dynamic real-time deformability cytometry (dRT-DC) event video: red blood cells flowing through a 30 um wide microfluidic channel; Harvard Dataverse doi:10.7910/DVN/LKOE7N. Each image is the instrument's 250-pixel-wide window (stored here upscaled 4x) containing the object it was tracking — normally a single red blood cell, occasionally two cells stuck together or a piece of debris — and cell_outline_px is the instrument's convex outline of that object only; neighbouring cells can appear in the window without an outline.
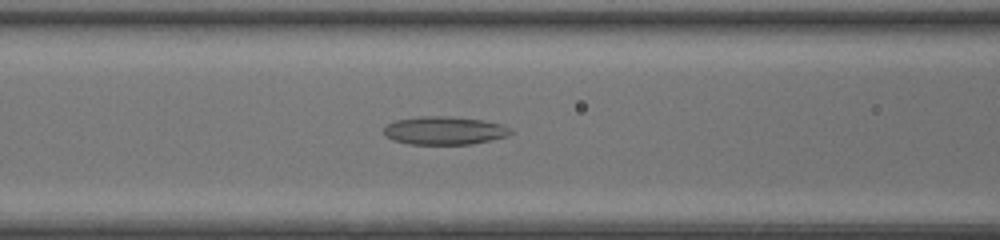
{"species": "common noctule bat (a hibernating species)", "species_latin": "Nyctalus noctula", "temperature_condition": "room temperature", "stored_images_in_passage": 43, "camera_frame_rate_fps": 3000, "um_per_image_px": 0.085, "animal": {"sex": "female", "body_mass_g": 20.0, "forearm_length_mm": 54.0}, "frame": {"image": 1, "passage_image": 16, "time_ms": 5.0, "image_size_px": [1000, 240], "cell_outline_px": [[512, 132], [508, 136], [492, 140], [472, 144], [408, 144], [392, 140], [384, 132], [384, 128], [388, 124], [396, 120], [416, 116], [452, 116], [484, 120], [504, 124], [512, 128]], "centroid_in_image_um": [37.83, 11.09], "position_along_channel_um": 128.8, "area_um2": 21.1}}
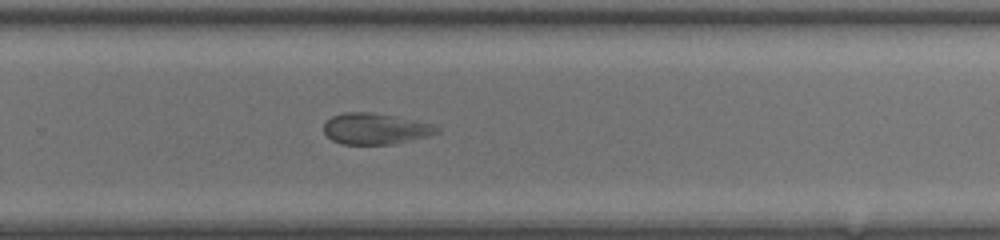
{"frame": {"image": 2, "passage_image": 28, "time_ms": 9.0, "image_size_px": [1000, 240], "cell_outline_px": [[440, 132], [428, 136], [392, 144], [340, 144], [332, 140], [324, 132], [324, 124], [332, 116], [344, 112], [372, 112], [432, 124], [440, 128]], "centroid_in_image_um": [31.89, 10.95], "position_along_channel_um": 297.9, "area_um2": 20.29}}
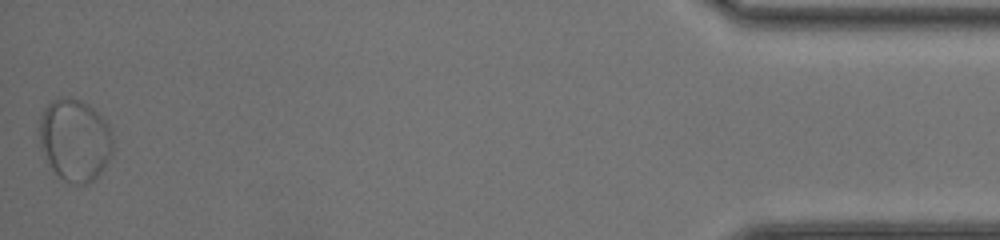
{"frame": {"image": 3, "passage_image": 43, "time_ms": 14.0, "image_size_px": [1000, 240], "cell_outline_px": [[112, 152], [104, 168], [88, 184], [76, 184], [64, 180], [48, 164], [40, 148], [40, 116], [44, 108], [52, 100], [68, 96], [80, 100], [88, 104], [108, 124], [112, 136]], "centroid_in_image_um": [6.35, 11.89], "position_along_channel_um": 428.9, "area_um2": 35.03}, "authors_computed_cell_mechanics": {"area_um2": 24.7384, "velocity_mm_per_s": 4.2412, "shape_relaxation_time_tau1_ms": null, "shape_relaxation_time_tau2_ms": 1.5232, "deformation_change_tau1": null, "deformation_change_tau2": 0.0702}}